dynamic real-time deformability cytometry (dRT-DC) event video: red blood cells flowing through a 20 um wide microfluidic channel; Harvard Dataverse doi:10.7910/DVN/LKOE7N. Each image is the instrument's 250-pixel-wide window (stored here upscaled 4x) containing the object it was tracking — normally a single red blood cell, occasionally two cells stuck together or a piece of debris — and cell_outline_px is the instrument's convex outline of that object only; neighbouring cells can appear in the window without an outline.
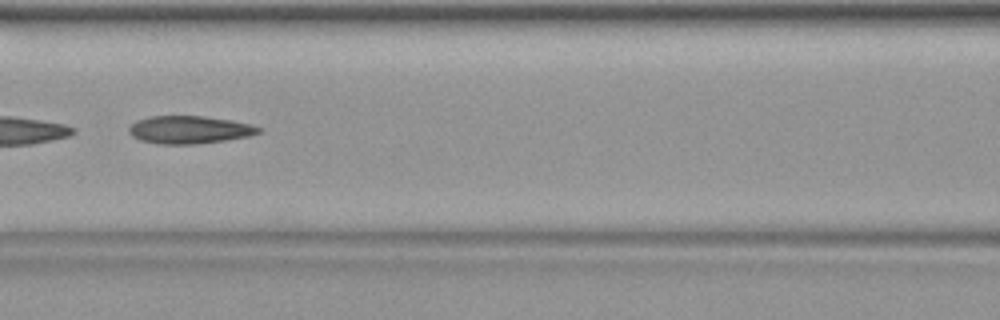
{"species": "common noctule bat (a hibernating species)", "species_latin": "Nyctalus noctula", "temperature_condition": "warm", "stored_images_in_passage": 40, "camera_frame_rate_fps": 3000, "um_per_image_px": 0.085, "animal": {"sex": "female", "body_mass_g": 19.9}, "frame": {"image": 1, "passage_image": 18, "time_ms": 5.667, "image_size_px": [1000, 320], "cell_outline_px": [[264, 132], [248, 136], [224, 140], [196, 144], [160, 144], [140, 140], [132, 136], [128, 132], [128, 128], [136, 120], [148, 116], [204, 116], [232, 120], [264, 128]], "centroid_in_image_um": [16.1, 11.02], "position_along_channel_um": 150.5, "area_um2": 21.1}}